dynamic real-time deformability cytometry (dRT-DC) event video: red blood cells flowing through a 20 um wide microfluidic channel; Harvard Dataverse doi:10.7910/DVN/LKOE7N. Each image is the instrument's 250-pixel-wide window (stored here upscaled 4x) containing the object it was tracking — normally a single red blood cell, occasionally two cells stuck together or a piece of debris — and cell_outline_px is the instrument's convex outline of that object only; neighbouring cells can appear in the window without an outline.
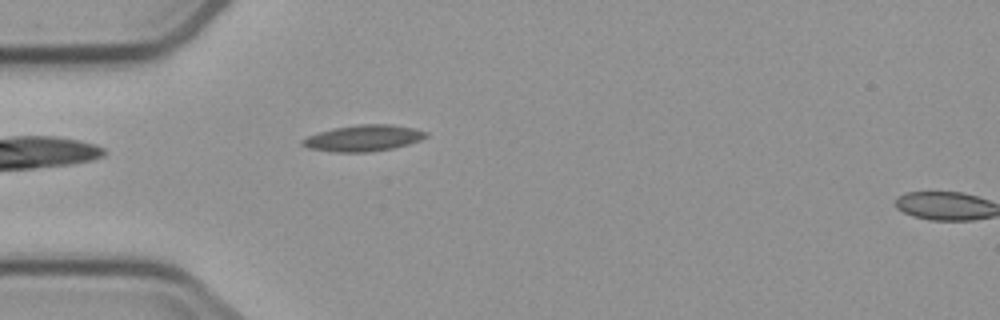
{"species": "common noctule bat (a hibernating species)", "species_latin": "Nyctalus noctula", "temperature_condition": "cold", "stored_images_in_passage": 2, "segment_of_instrument_passage": [1, 2], "camera_frame_rate_fps": 3000, "um_per_image_px": 0.085, "animal": {"sex": "male", "body_mass_g": 23.1, "forearm_length_mm": 52.7}, "frame": {"image": 1, "passage_image": 1, "time_ms": 0.0, "image_size_px": [1000, 320], "cell_outline_px": [[428, 136], [420, 140], [408, 144], [392, 148], [368, 152], [336, 152], [308, 148], [300, 144], [300, 140], [316, 132], [332, 128], [360, 124], [388, 124], [412, 128], [428, 132]], "centroid_in_image_um": [30.84, 11.74], "position_along_channel_um": 54.2, "area_um2": 18.9}}